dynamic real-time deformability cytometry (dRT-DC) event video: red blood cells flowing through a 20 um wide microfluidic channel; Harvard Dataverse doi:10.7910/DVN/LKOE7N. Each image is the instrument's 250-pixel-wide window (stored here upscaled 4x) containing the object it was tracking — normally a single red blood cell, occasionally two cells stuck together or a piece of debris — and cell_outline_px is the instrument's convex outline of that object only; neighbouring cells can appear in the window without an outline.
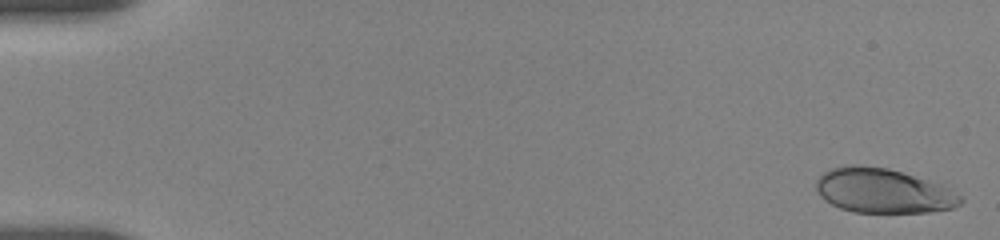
{"species": "human", "species_latin": "Homo sapiens", "temperature_condition": "room temperature", "stored_images_in_passage": 9, "camera_frame_rate_fps": 3000, "um_per_image_px": 0.085, "donor": {"sex": "female"}, "frame": {"image": 1, "passage_image": 1, "time_ms": 0.0, "image_size_px": [1000, 240], "cell_outline_px": [[964, 200], [960, 204], [952, 208], [928, 212], [852, 212], [840, 208], [824, 200], [820, 196], [816, 188], [816, 180], [824, 172], [832, 168], [852, 164], [856, 164], [888, 168], [940, 184], [948, 188], [960, 196]], "centroid_in_image_um": [75.04, 16.22], "position_along_channel_um": 10.0, "area_um2": 37.28}}
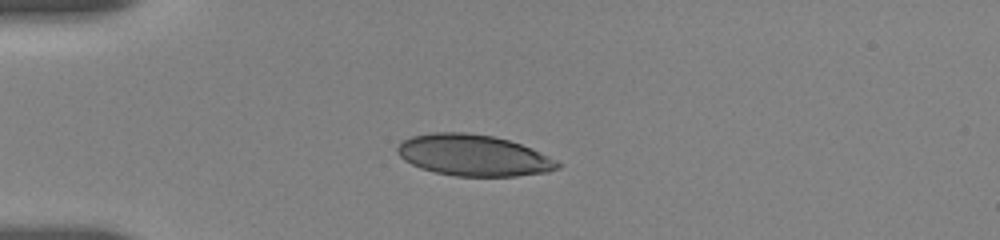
{"frame": {"image": 2, "passage_image": 6, "time_ms": 4.333, "image_size_px": [1000, 240], "cell_outline_px": [[560, 168], [548, 172], [516, 176], [456, 176], [436, 172], [420, 168], [404, 160], [396, 152], [396, 148], [404, 140], [412, 136], [436, 132], [464, 132], [492, 136], [508, 140], [532, 148], [556, 160], [560, 164]], "centroid_in_image_um": [40.25, 13.2], "position_along_channel_um": 44.8, "area_um2": 38.38}}
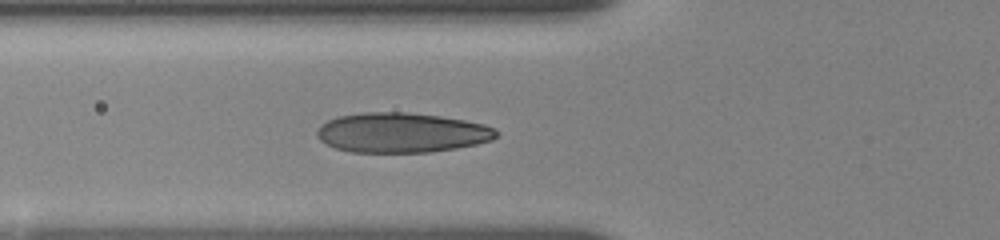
{"frame": {"image": 3, "passage_image": 9, "time_ms": 6.333, "image_size_px": [1000, 240], "cell_outline_px": [[500, 136], [492, 140], [476, 144], [456, 148], [432, 152], [352, 152], [336, 148], [320, 140], [316, 136], [316, 132], [320, 124], [328, 120], [340, 116], [364, 112], [404, 112], [440, 116], [464, 120], [484, 124], [500, 132]], "centroid_in_image_um": [34.15, 11.28], "position_along_channel_um": 91.6, "area_um2": 41.67}}